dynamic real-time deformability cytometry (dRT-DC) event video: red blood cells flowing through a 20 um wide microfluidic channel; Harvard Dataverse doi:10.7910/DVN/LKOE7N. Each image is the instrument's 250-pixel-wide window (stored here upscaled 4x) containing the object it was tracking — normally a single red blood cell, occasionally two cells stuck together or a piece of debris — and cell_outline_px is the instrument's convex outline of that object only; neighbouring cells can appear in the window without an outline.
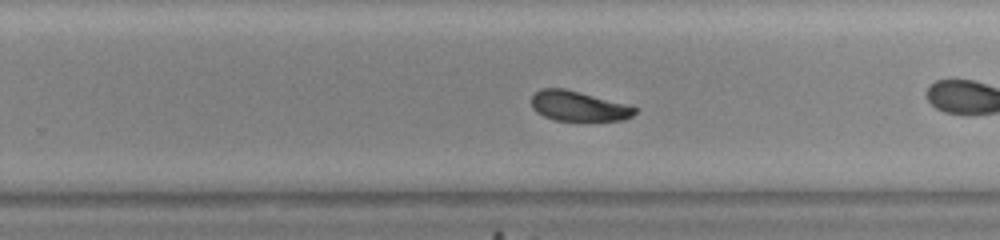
{"species": "common noctule bat (a hibernating species)", "species_latin": "Nyctalus noctula", "temperature_condition": "warm", "stored_images_in_passage": 45, "camera_frame_rate_fps": 3000, "um_per_image_px": 0.085, "animal": {"sex": "female", "body_mass_g": 23.0, "forearm_length_mm": 53.4}, "frame": {"image": 1, "passage_image": 32, "time_ms": 10.333, "image_size_px": [1000, 240], "cell_outline_px": [[636, 112], [632, 116], [624, 120], [556, 120], [544, 116], [536, 112], [532, 108], [532, 96], [540, 88], [564, 88], [628, 104], [636, 108]], "centroid_in_image_um": [49.17, 9.01], "position_along_channel_um": 280.6, "area_um2": 17.98}, "authors_computed_cell_mechanics": {"area_um2": 19.074, "velocity_mm_per_s": 3.8589, "shape_relaxation_time_tau1_ms": 2.9051, "shape_relaxation_time_tau2_ms": 2.1662, "deformation_change_tau1": 0.1353, "deformation_change_tau2": 0.0688}}